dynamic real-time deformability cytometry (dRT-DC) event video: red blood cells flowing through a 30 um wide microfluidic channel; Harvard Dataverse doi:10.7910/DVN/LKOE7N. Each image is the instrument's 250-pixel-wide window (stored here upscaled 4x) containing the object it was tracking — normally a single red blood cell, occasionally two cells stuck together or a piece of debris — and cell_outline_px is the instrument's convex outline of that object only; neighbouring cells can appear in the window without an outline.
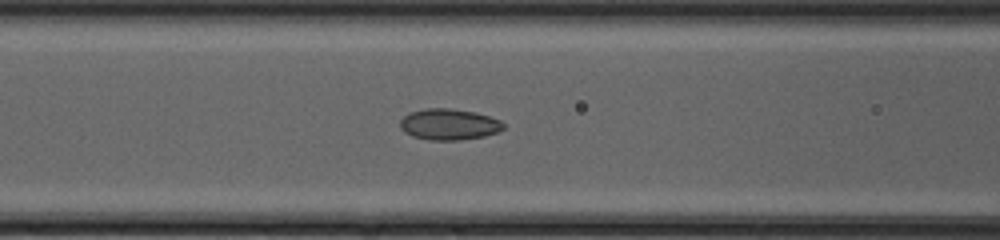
{"species": "common noctule bat (a hibernating species)", "species_latin": "Nyctalus noctula", "temperature_condition": "cold", "stored_images_in_passage": 50, "camera_frame_rate_fps": 3000, "um_per_image_px": 0.085, "animal": {"sex": "female", "body_mass_g": 20.0, "forearm_length_mm": 54.0}, "frame": {"image": 1, "passage_image": 23, "time_ms": 7.333, "image_size_px": [1000, 240], "cell_outline_px": [[504, 128], [496, 132], [484, 136], [460, 140], [432, 140], [412, 136], [404, 132], [400, 128], [400, 120], [408, 112], [424, 108], [448, 108], [476, 112], [500, 120], [504, 124]], "centroid_in_image_um": [38.13, 10.56], "position_along_channel_um": 128.5, "area_um2": 18.79}}
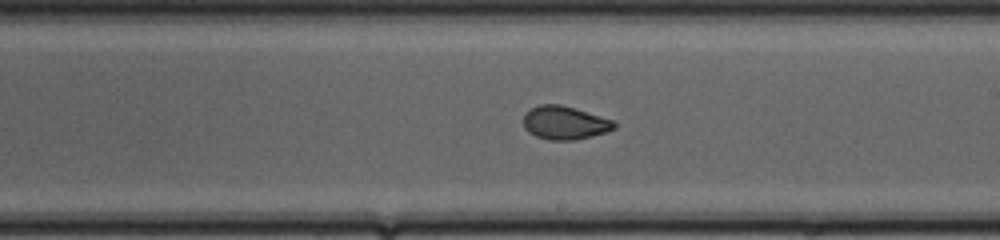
{"frame": {"image": 2, "passage_image": 31, "time_ms": 10.0, "image_size_px": [1000, 240], "cell_outline_px": [[616, 128], [592, 136], [576, 140], [548, 140], [536, 136], [528, 132], [524, 128], [524, 112], [540, 104], [560, 104], [612, 120], [616, 124]], "centroid_in_image_um": [47.96, 10.44], "position_along_channel_um": 241.0, "area_um2": 17.51}}
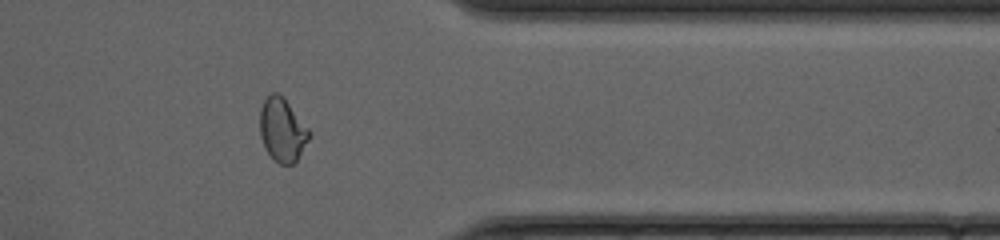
{"frame": {"image": 3, "passage_image": 42, "time_ms": 13.667, "image_size_px": [1000, 240], "cell_outline_px": [[312, 132], [308, 140], [296, 160], [292, 164], [280, 164], [264, 148], [260, 136], [260, 108], [264, 100], [272, 92], [276, 92], [288, 104]], "centroid_in_image_um": [23.98, 11.05], "position_along_channel_um": 387.4, "area_um2": 17.8}, "authors_computed_cell_mechanics": {"area_um2": 18.6983, "velocity_mm_per_s": 4.2335, "shape_relaxation_time_tau1_ms": 6.6409, "shape_relaxation_time_tau2_ms": 1.1129, "deformation_change_tau1": 0.1463, "deformation_change_tau2": 0.047}}